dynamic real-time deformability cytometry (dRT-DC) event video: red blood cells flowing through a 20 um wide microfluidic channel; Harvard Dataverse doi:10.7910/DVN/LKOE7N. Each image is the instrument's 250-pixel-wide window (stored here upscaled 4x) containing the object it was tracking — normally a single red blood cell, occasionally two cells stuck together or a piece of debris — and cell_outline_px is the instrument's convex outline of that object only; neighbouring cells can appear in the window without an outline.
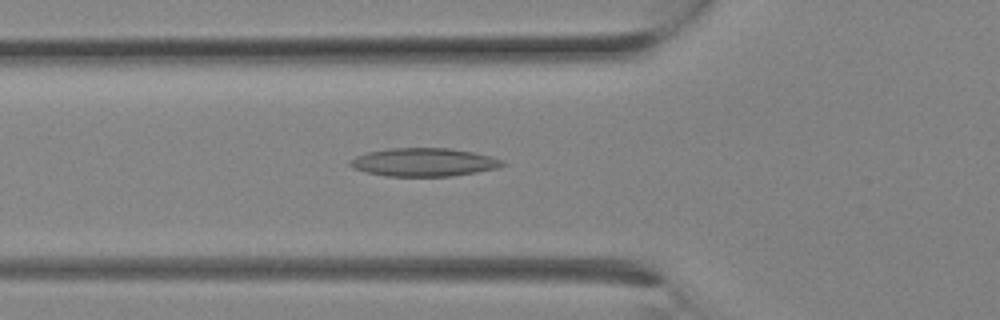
{"species": "Egyptian fruit bat (a non-hibernating species)", "species_latin": "Rousettus aegyptiacus", "temperature_condition": "room temperature", "stored_images_in_passage": 24, "camera_frame_rate_fps": 3000, "um_per_image_px": 0.085, "animal": {"sex": "female"}, "frame": {"image": 1, "passage_image": 8, "time_ms": 2.333, "image_size_px": [1000, 320], "cell_outline_px": [[508, 164], [496, 168], [476, 172], [452, 176], [384, 176], [352, 168], [348, 164], [348, 160], [356, 156], [368, 152], [388, 148], [448, 148], [472, 152], [492, 156], [504, 160]], "centroid_in_image_um": [36.02, 13.78], "position_along_channel_um": 89.8, "area_um2": 25.2}}
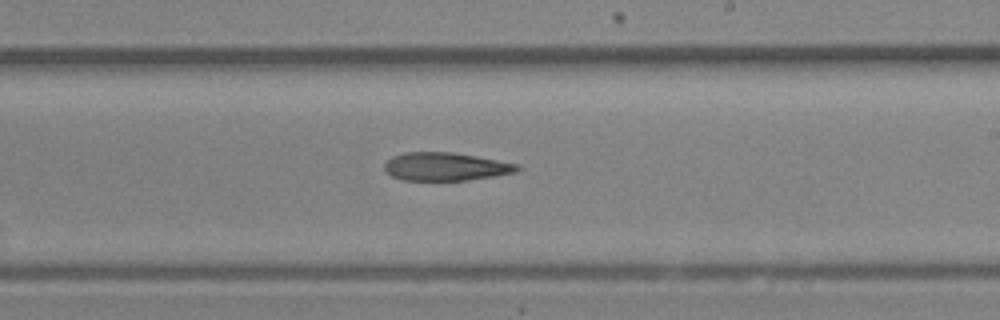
{"frame": {"image": 2, "passage_image": 14, "time_ms": 4.333, "image_size_px": [1000, 320], "cell_outline_px": [[520, 168], [516, 172], [468, 180], [404, 180], [392, 176], [384, 168], [384, 164], [392, 156], [404, 152], [452, 152], [476, 156], [520, 164]], "centroid_in_image_um": [37.88, 14.15], "position_along_channel_um": 251.1, "area_um2": 21.68}}
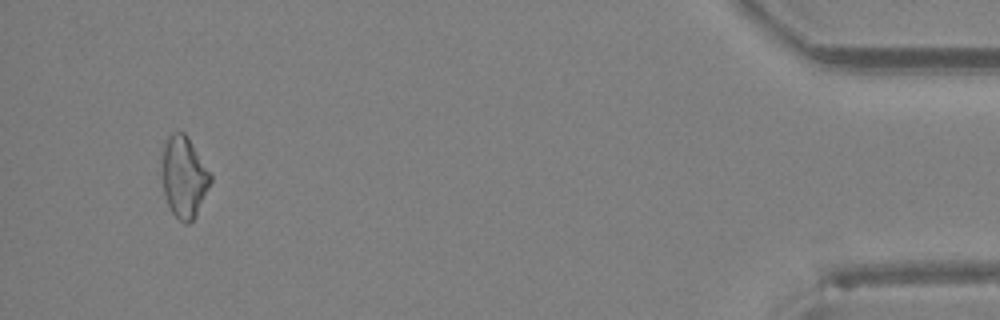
{"frame": {"image": 3, "passage_image": 23, "time_ms": 7.333, "image_size_px": [1000, 320], "cell_outline_px": [[212, 180], [196, 216], [188, 224], [184, 224], [172, 212], [168, 204], [164, 192], [164, 144], [168, 136], [172, 132], [184, 132], [188, 136], [212, 176]], "centroid_in_image_um": [15.67, 15.05], "position_along_channel_um": 419.5, "area_um2": 22.43}}